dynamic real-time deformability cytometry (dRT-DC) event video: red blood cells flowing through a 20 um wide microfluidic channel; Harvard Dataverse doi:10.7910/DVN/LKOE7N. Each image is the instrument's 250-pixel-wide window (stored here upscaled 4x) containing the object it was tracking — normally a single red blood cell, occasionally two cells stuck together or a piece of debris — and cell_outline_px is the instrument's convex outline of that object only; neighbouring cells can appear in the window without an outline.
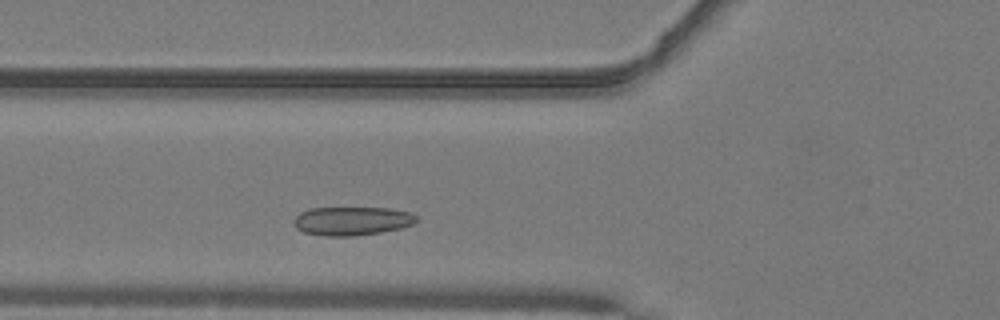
{"species": "common noctule bat (a hibernating species)", "species_latin": "Nyctalus noctula", "temperature_condition": "warm", "stored_images_in_passage": 36, "camera_frame_rate_fps": 3000, "um_per_image_px": 0.085, "animal": {"sex": "male", "body_mass_g": 19.2, "forearm_length_mm": 51.8}, "frame": {"image": 1, "passage_image": 8, "time_ms": 2.333, "image_size_px": [1000, 320], "cell_outline_px": [[416, 220], [412, 224], [400, 228], [380, 232], [352, 236], [324, 236], [304, 232], [296, 228], [296, 216], [300, 212], [312, 208], [388, 208], [408, 212], [416, 216]], "centroid_in_image_um": [29.9, 18.78], "position_along_channel_um": 95.9, "area_um2": 20.11}}
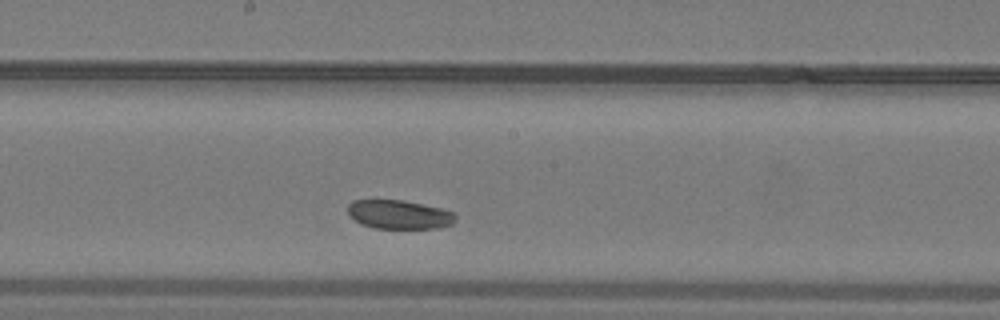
{"frame": {"image": 2, "passage_image": 17, "time_ms": 5.333, "image_size_px": [1000, 320], "cell_outline_px": [[456, 220], [452, 224], [436, 228], [376, 228], [360, 224], [348, 216], [348, 204], [352, 200], [400, 200], [440, 208], [452, 212], [456, 216]], "centroid_in_image_um": [33.88, 18.24], "position_along_channel_um": 214.3, "area_um2": 18.03}}
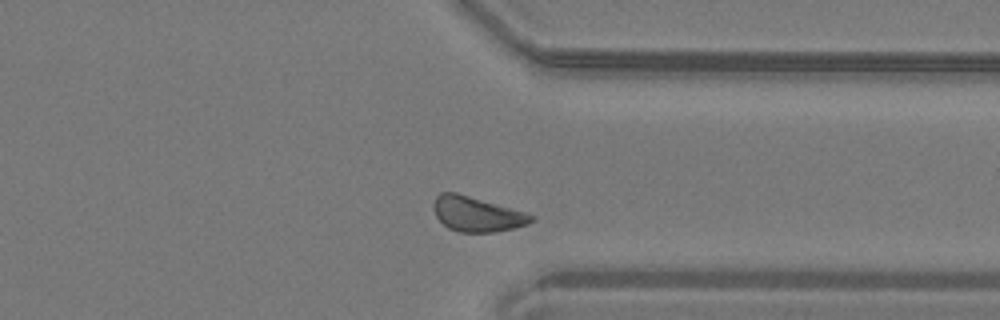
{"frame": {"image": 3, "passage_image": 29, "time_ms": 9.333, "image_size_px": [1000, 320], "cell_outline_px": [[536, 220], [528, 224], [516, 228], [496, 232], [460, 232], [448, 228], [436, 216], [432, 208], [432, 204], [436, 196], [440, 192], [456, 192], [524, 212], [536, 216]], "centroid_in_image_um": [40.53, 18.2], "position_along_channel_um": 370.9, "area_um2": 19.94}, "authors_computed_cell_mechanics": {"area_um2": 19.941, "velocity_mm_per_s": 3.9394, "shape_relaxation_time_tau1_ms": 1.6747, "shape_relaxation_time_tau2_ms": null, "deformation_change_tau1": 0.0498, "deformation_change_tau2": null}}